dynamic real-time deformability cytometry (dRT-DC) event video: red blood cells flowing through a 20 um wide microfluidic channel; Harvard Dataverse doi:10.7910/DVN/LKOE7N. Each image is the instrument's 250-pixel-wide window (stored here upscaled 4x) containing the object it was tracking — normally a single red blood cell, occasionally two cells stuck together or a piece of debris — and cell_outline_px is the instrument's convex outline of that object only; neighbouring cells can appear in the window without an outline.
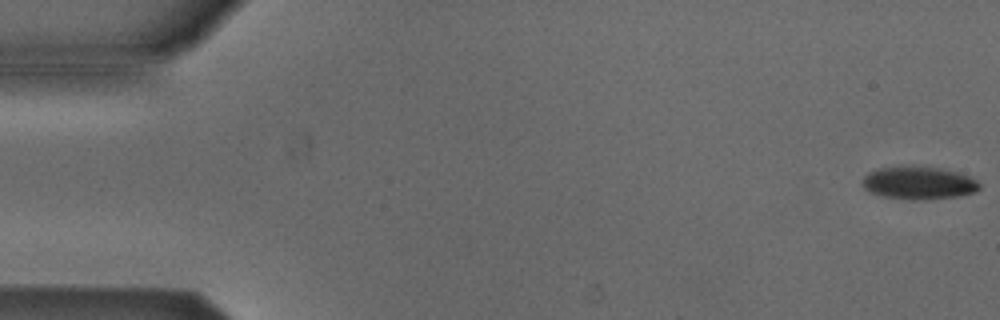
{"species": "Egyptian fruit bat (a non-hibernating species)", "species_latin": "Rousettus aegyptiacus", "temperature_condition": "cold", "stored_images_in_passage": 53, "camera_frame_rate_fps": 3000, "um_per_image_px": 0.085, "animal": {"sex": "male"}, "frame": {"image": 1, "passage_image": 1, "time_ms": 0.0, "image_size_px": [1000, 320], "cell_outline_px": [[980, 188], [976, 192], [960, 196], [928, 200], [908, 200], [880, 196], [868, 192], [860, 184], [864, 176], [868, 172], [876, 168], [940, 168], [956, 172], [968, 176], [976, 180], [980, 184]], "centroid_in_image_um": [78.06, 15.6], "position_along_channel_um": 6.9, "area_um2": 22.31}}
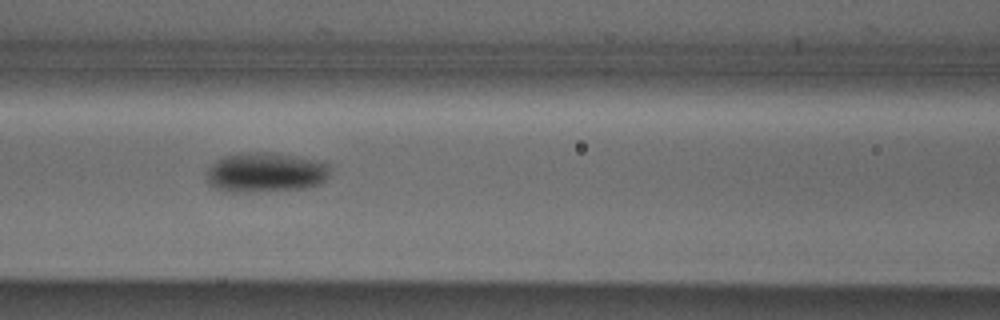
{"frame": {"image": 2, "passage_image": 23, "time_ms": 7.333, "image_size_px": [1000, 320], "cell_outline_px": [[328, 176], [320, 184], [308, 188], [244, 192], [224, 192], [216, 188], [208, 180], [208, 168], [216, 160], [224, 156], [248, 152], [264, 152], [288, 156], [328, 164]], "centroid_in_image_um": [22.52, 14.68], "position_along_channel_um": 144.1, "area_um2": 27.92}}
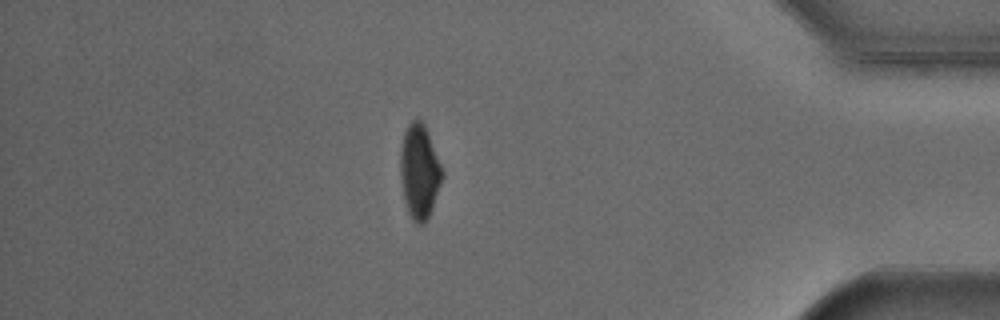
{"frame": {"image": 3, "passage_image": 46, "time_ms": 15.0, "image_size_px": [1000, 320], "cell_outline_px": [[444, 176], [432, 208], [424, 224], [416, 224], [412, 220], [404, 204], [400, 172], [400, 152], [404, 132], [408, 124], [412, 120], [420, 120], [424, 124], [444, 172]], "centroid_in_image_um": [35.64, 14.61], "position_along_channel_um": 399.6, "area_um2": 23.0}, "authors_computed_cell_mechanics": {"area_um2": 24.4494, "velocity_mm_per_s": 3.8636, "shape_relaxation_time_tau1_ms": 2.6862, "shape_relaxation_time_tau2_ms": null, "deformation_change_tau1": 0.0873, "deformation_change_tau2": null}}